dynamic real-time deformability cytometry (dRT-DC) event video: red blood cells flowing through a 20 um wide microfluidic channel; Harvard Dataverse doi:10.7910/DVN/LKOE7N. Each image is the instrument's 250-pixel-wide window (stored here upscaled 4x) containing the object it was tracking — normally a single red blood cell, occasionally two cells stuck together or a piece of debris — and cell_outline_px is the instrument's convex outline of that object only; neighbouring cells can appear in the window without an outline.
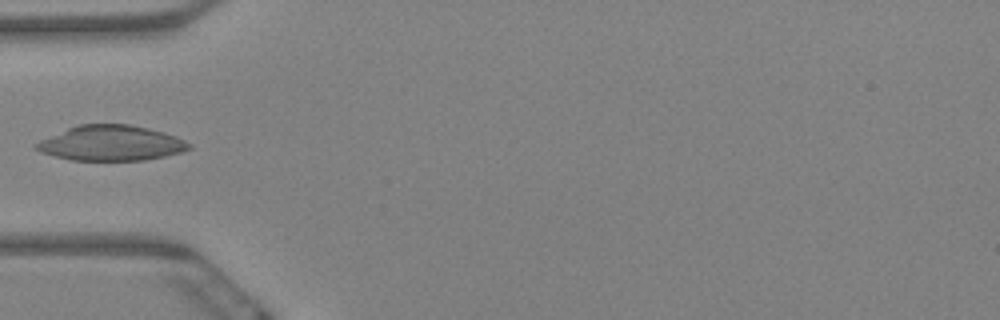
{"species": "Egyptian fruit bat (a non-hibernating species)", "species_latin": "Rousettus aegyptiacus", "temperature_condition": "warm", "stored_images_in_passage": 11, "camera_frame_rate_fps": 3000, "um_per_image_px": 0.085, "animal": {"sex": "female"}, "frame": {"image": 1, "passage_image": 5, "time_ms": 1.333, "image_size_px": [1000, 320], "cell_outline_px": [[192, 148], [180, 152], [164, 156], [144, 160], [68, 160], [40, 152], [32, 148], [32, 144], [40, 140], [68, 128], [80, 124], [128, 124], [148, 128], [164, 132], [176, 136], [192, 144]], "centroid_in_image_um": [9.41, 12.17], "position_along_channel_um": 75.6, "area_um2": 31.44}}
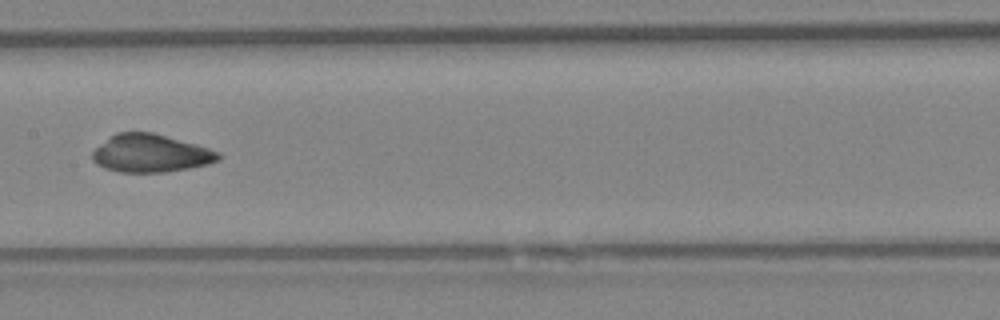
{"frame": {"image": 2, "passage_image": 8, "time_ms": 2.333, "image_size_px": [1000, 320], "cell_outline_px": [[220, 160], [208, 164], [188, 168], [164, 172], [120, 172], [104, 168], [96, 164], [92, 160], [92, 152], [108, 136], [116, 132], [152, 132], [196, 144], [220, 152]], "centroid_in_image_um": [12.78, 13.03], "position_along_channel_um": 194.6, "area_um2": 27.86}}
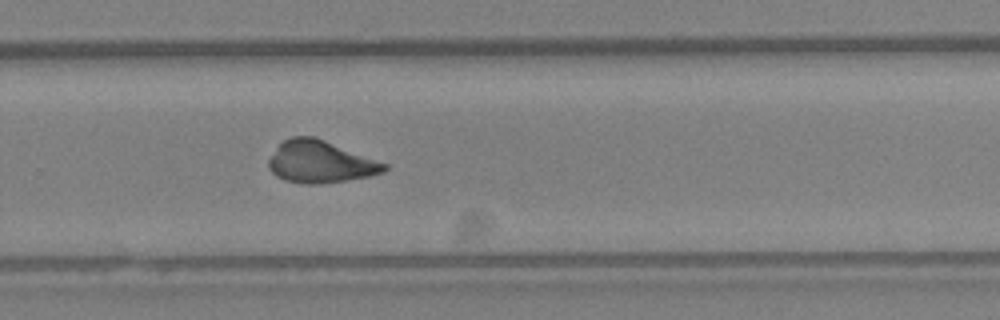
{"frame": {"image": 3, "passage_image": 11, "time_ms": 3.333, "image_size_px": [1000, 320], "cell_outline_px": [[388, 168], [384, 172], [368, 176], [344, 180], [316, 184], [304, 184], [284, 180], [276, 176], [268, 168], [268, 160], [276, 148], [284, 140], [292, 136], [316, 136], [388, 164]], "centroid_in_image_um": [27.21, 13.74], "position_along_channel_um": 302.6, "area_um2": 28.38}}